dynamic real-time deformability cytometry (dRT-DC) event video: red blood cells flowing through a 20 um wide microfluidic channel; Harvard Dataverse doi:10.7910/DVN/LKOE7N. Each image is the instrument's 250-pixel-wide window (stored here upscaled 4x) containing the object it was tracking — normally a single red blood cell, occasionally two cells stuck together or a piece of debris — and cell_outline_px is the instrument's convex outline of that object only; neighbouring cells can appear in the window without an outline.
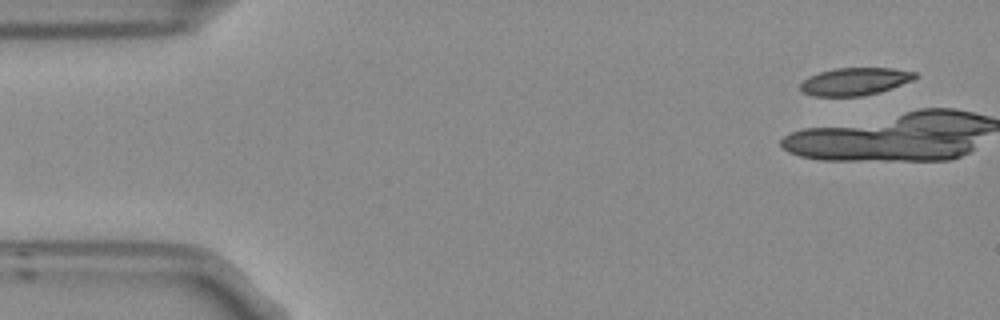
{"species": "Egyptian fruit bat (a non-hibernating species)", "species_latin": "Rousettus aegyptiacus", "temperature_condition": "room temperature", "stored_images_in_passage": 6, "camera_frame_rate_fps": 3000, "um_per_image_px": 0.085, "frame": {"image": 1, "passage_image": 1, "time_ms": 0.0, "image_size_px": [1000, 320], "cell_outline_px": [[916, 76], [912, 80], [892, 88], [880, 92], [864, 96], [812, 96], [804, 92], [800, 88], [800, 84], [808, 76], [820, 72], [836, 68], [892, 68], [916, 72]], "centroid_in_image_um": [72.66, 6.93], "position_along_channel_um": 12.3, "area_um2": 18.38}}